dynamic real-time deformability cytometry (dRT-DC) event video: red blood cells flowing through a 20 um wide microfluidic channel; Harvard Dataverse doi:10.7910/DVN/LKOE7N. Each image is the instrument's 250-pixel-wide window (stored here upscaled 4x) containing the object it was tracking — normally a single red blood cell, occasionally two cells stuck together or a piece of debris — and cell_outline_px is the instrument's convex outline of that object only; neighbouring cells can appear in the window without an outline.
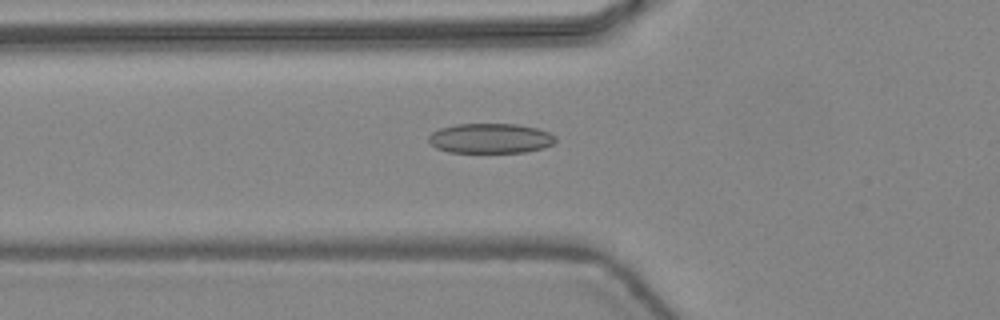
{"species": "common noctule bat (a hibernating species)", "species_latin": "Nyctalus noctula", "temperature_condition": "warm", "stored_images_in_passage": 33, "camera_frame_rate_fps": 3000, "um_per_image_px": 0.085, "animal": {"sex": "female", "body_mass_g": 24.6, "forearm_length_mm": 56.2}, "frame": {"image": 1, "passage_image": 3, "time_ms": 0.667, "image_size_px": [1000, 320], "cell_outline_px": [[556, 140], [552, 144], [544, 148], [524, 152], [448, 152], [436, 148], [428, 144], [428, 136], [432, 132], [440, 128], [456, 124], [516, 124], [536, 128], [548, 132], [556, 136]], "centroid_in_image_um": [41.65, 11.76], "position_along_channel_um": 84.1, "area_um2": 22.2}}
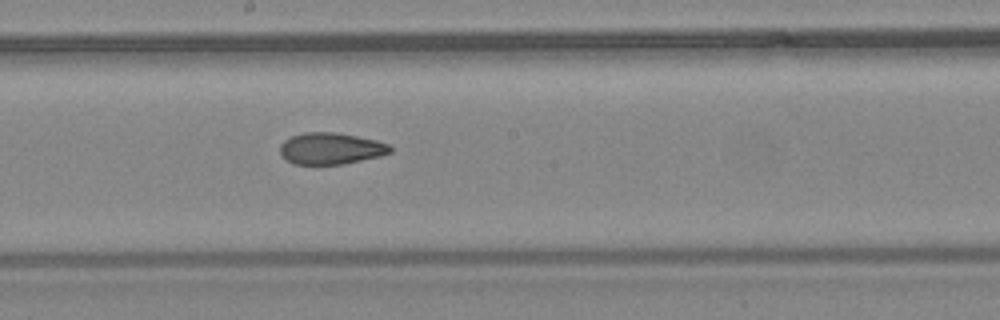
{"frame": {"image": 2, "passage_image": 12, "time_ms": 3.667, "image_size_px": [1000, 320], "cell_outline_px": [[392, 152], [380, 156], [344, 164], [292, 164], [284, 160], [280, 152], [280, 144], [284, 140], [292, 136], [304, 132], [336, 132], [376, 140], [388, 144], [392, 148]], "centroid_in_image_um": [28.09, 12.63], "position_along_channel_um": 220.1, "area_um2": 20.4}}
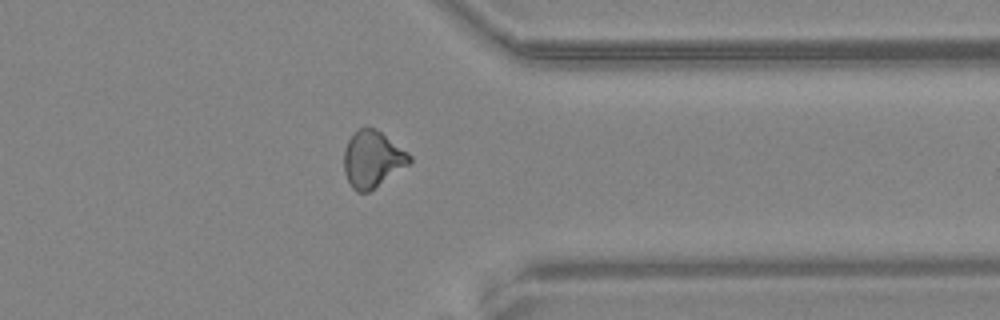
{"frame": {"image": 3, "passage_image": 23, "time_ms": 7.333, "image_size_px": [1000, 320], "cell_outline_px": [[412, 164], [368, 192], [356, 192], [352, 188], [344, 172], [344, 148], [348, 140], [360, 128], [376, 128], [408, 152], [412, 156]], "centroid_in_image_um": [31.69, 13.55], "position_along_channel_um": 379.7, "area_um2": 21.73}, "authors_computed_cell_mechanics": {"area_um2": 20.9236, "velocity_mm_per_s": 4.4903, "shape_relaxation_time_tau1_ms": 8.2468, "shape_relaxation_time_tau2_ms": 2.4028, "deformation_change_tau1": 0.1897, "deformation_change_tau2": 0.0845}}